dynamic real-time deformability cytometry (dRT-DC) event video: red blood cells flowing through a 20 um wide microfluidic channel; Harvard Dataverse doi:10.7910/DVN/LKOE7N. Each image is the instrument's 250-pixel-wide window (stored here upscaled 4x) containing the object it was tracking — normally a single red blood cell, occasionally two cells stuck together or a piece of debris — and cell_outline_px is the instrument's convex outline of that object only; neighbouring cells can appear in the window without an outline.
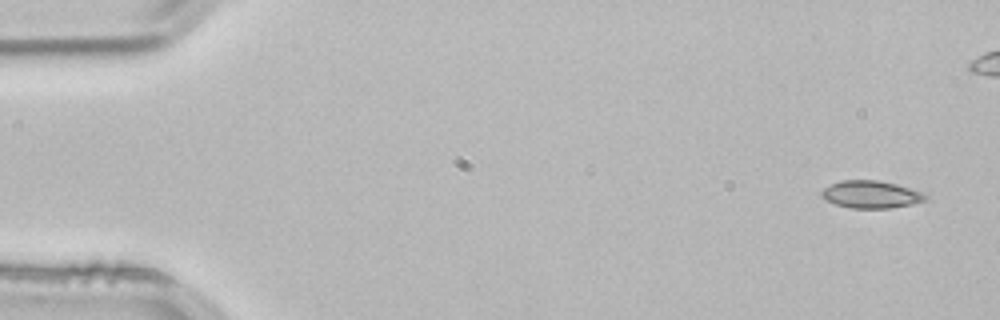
{"species": "common noctule bat (a hibernating species)", "species_latin": "Nyctalus noctula", "temperature_condition": "room temperature", "stored_images_in_passage": 46, "camera_frame_rate_fps": 3000, "um_per_image_px": 0.085, "animal": {"sex": "male", "body_mass_g": 21.5, "forearm_length_mm": 52.0}, "frame": {"image": 1, "passage_image": 1, "time_ms": 0.0, "image_size_px": [1000, 320], "cell_outline_px": [[928, 196], [924, 200], [912, 204], [888, 208], [852, 208], [836, 204], [820, 196], [820, 192], [824, 188], [840, 180], [880, 180], [896, 184], [920, 192]], "centroid_in_image_um": [74.0, 16.52], "position_along_channel_um": 11.0, "area_um2": 16.36}}
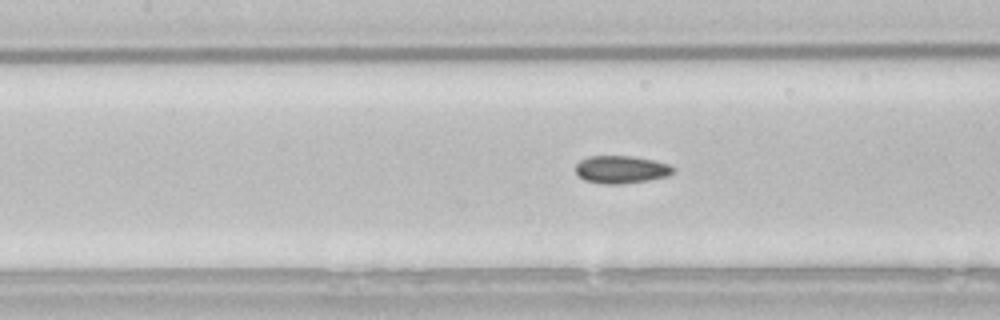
{"frame": {"image": 2, "passage_image": 22, "time_ms": 7.0, "image_size_px": [1000, 320], "cell_outline_px": [[676, 172], [668, 176], [648, 180], [620, 184], [604, 184], [584, 180], [576, 172], [576, 164], [580, 160], [588, 156], [632, 156], [652, 160], [668, 164], [676, 168]], "centroid_in_image_um": [52.82, 14.41], "position_along_channel_um": 154.6, "area_um2": 15.78}}
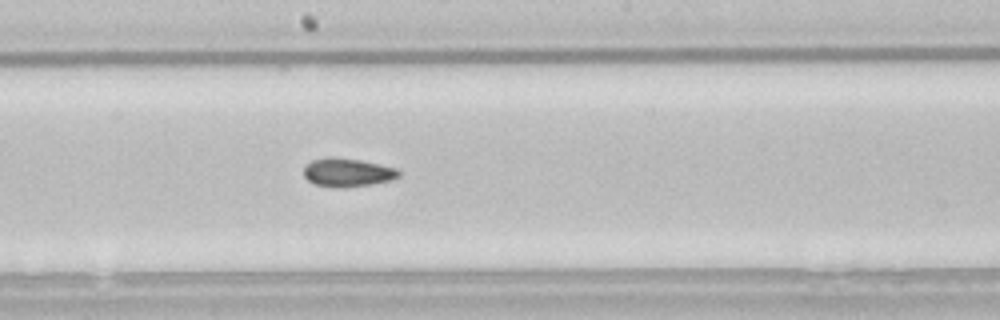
{"frame": {"image": 3, "passage_image": 27, "time_ms": 8.667, "image_size_px": [1000, 320], "cell_outline_px": [[400, 176], [392, 180], [372, 184], [344, 188], [336, 188], [316, 184], [308, 180], [304, 176], [304, 164], [312, 160], [328, 156], [332, 156], [360, 160], [380, 164], [396, 168], [400, 172]], "centroid_in_image_um": [29.52, 14.65], "position_along_channel_um": 218.7, "area_um2": 16.01}}